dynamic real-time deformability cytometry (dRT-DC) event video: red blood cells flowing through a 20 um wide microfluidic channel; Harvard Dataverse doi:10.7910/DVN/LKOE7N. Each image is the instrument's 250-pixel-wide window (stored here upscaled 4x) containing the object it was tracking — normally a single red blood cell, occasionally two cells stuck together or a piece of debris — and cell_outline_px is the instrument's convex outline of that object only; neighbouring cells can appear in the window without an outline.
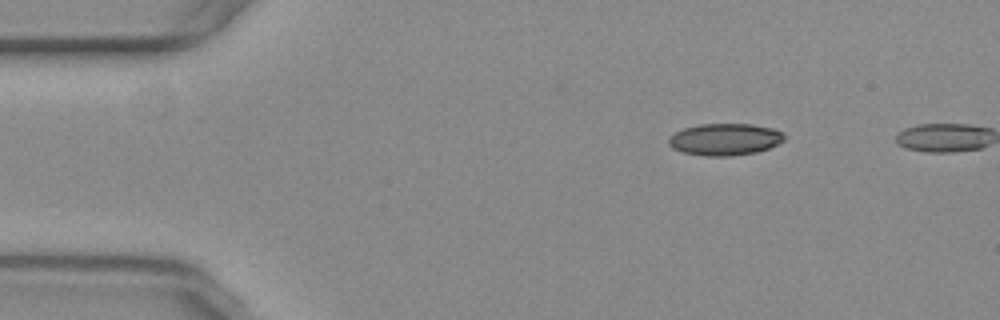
{"species": "common noctule bat (a hibernating species)", "species_latin": "Nyctalus noctula", "temperature_condition": "warm", "stored_images_in_passage": 2, "camera_frame_rate_fps": 3000, "um_per_image_px": 0.085, "animal": {"sex": "female", "body_mass_g": 29.2, "forearm_length_mm": 56.3}, "frame": {"image": 1, "passage_image": 1, "time_ms": 0.0, "image_size_px": [1000, 320], "cell_outline_px": [[784, 140], [768, 148], [756, 152], [728, 156], [708, 156], [684, 152], [672, 148], [668, 144], [668, 140], [676, 132], [684, 128], [700, 124], [752, 124], [772, 128], [784, 132]], "centroid_in_image_um": [61.63, 11.84], "position_along_channel_um": 23.4, "area_um2": 21.27}}